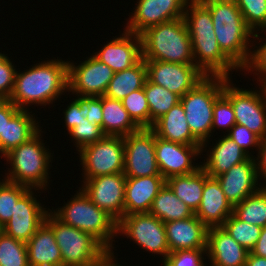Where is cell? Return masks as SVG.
Returning a JSON list of instances; mask_svg holds the SVG:
<instances>
[{
  "label": "cell",
  "mask_w": 266,
  "mask_h": 266,
  "mask_svg": "<svg viewBox=\"0 0 266 266\" xmlns=\"http://www.w3.org/2000/svg\"><path fill=\"white\" fill-rule=\"evenodd\" d=\"M236 124L235 113L231 102L222 94L213 107L212 132L217 128L225 129L228 133Z\"/></svg>",
  "instance_id": "obj_42"
},
{
  "label": "cell",
  "mask_w": 266,
  "mask_h": 266,
  "mask_svg": "<svg viewBox=\"0 0 266 266\" xmlns=\"http://www.w3.org/2000/svg\"><path fill=\"white\" fill-rule=\"evenodd\" d=\"M200 1L210 11L220 49L241 69L248 61L254 33L247 26L236 1Z\"/></svg>",
  "instance_id": "obj_3"
},
{
  "label": "cell",
  "mask_w": 266,
  "mask_h": 266,
  "mask_svg": "<svg viewBox=\"0 0 266 266\" xmlns=\"http://www.w3.org/2000/svg\"><path fill=\"white\" fill-rule=\"evenodd\" d=\"M259 89L236 87L230 78L223 77V95L231 102L236 124L247 127L261 139L266 137V84Z\"/></svg>",
  "instance_id": "obj_9"
},
{
  "label": "cell",
  "mask_w": 266,
  "mask_h": 266,
  "mask_svg": "<svg viewBox=\"0 0 266 266\" xmlns=\"http://www.w3.org/2000/svg\"><path fill=\"white\" fill-rule=\"evenodd\" d=\"M0 266H29L26 243L0 233Z\"/></svg>",
  "instance_id": "obj_36"
},
{
  "label": "cell",
  "mask_w": 266,
  "mask_h": 266,
  "mask_svg": "<svg viewBox=\"0 0 266 266\" xmlns=\"http://www.w3.org/2000/svg\"><path fill=\"white\" fill-rule=\"evenodd\" d=\"M29 266H62V257L52 228L44 221L26 243Z\"/></svg>",
  "instance_id": "obj_26"
},
{
  "label": "cell",
  "mask_w": 266,
  "mask_h": 266,
  "mask_svg": "<svg viewBox=\"0 0 266 266\" xmlns=\"http://www.w3.org/2000/svg\"><path fill=\"white\" fill-rule=\"evenodd\" d=\"M114 71L93 54L80 64L68 60V92L76 96L105 95Z\"/></svg>",
  "instance_id": "obj_13"
},
{
  "label": "cell",
  "mask_w": 266,
  "mask_h": 266,
  "mask_svg": "<svg viewBox=\"0 0 266 266\" xmlns=\"http://www.w3.org/2000/svg\"><path fill=\"white\" fill-rule=\"evenodd\" d=\"M164 224L170 253L207 248L208 227L196 215Z\"/></svg>",
  "instance_id": "obj_23"
},
{
  "label": "cell",
  "mask_w": 266,
  "mask_h": 266,
  "mask_svg": "<svg viewBox=\"0 0 266 266\" xmlns=\"http://www.w3.org/2000/svg\"><path fill=\"white\" fill-rule=\"evenodd\" d=\"M39 131L27 142L10 150L3 157L10 164L4 179L29 187L30 189L48 190L49 173L53 154L42 142V133ZM52 154V155H51ZM51 162V164H49ZM49 180V181H48Z\"/></svg>",
  "instance_id": "obj_4"
},
{
  "label": "cell",
  "mask_w": 266,
  "mask_h": 266,
  "mask_svg": "<svg viewBox=\"0 0 266 266\" xmlns=\"http://www.w3.org/2000/svg\"><path fill=\"white\" fill-rule=\"evenodd\" d=\"M245 266H266V258L256 256L249 252Z\"/></svg>",
  "instance_id": "obj_52"
},
{
  "label": "cell",
  "mask_w": 266,
  "mask_h": 266,
  "mask_svg": "<svg viewBox=\"0 0 266 266\" xmlns=\"http://www.w3.org/2000/svg\"><path fill=\"white\" fill-rule=\"evenodd\" d=\"M123 140L126 177L161 175L155 155V132L151 128H140Z\"/></svg>",
  "instance_id": "obj_12"
},
{
  "label": "cell",
  "mask_w": 266,
  "mask_h": 266,
  "mask_svg": "<svg viewBox=\"0 0 266 266\" xmlns=\"http://www.w3.org/2000/svg\"><path fill=\"white\" fill-rule=\"evenodd\" d=\"M68 133L72 141H74L73 144L76 143L74 146L77 148V151L106 136L100 126L95 123H90L87 119H83V121L76 124Z\"/></svg>",
  "instance_id": "obj_41"
},
{
  "label": "cell",
  "mask_w": 266,
  "mask_h": 266,
  "mask_svg": "<svg viewBox=\"0 0 266 266\" xmlns=\"http://www.w3.org/2000/svg\"><path fill=\"white\" fill-rule=\"evenodd\" d=\"M233 206L227 200L220 182L205 172L202 200L195 215L208 227H221L233 214Z\"/></svg>",
  "instance_id": "obj_22"
},
{
  "label": "cell",
  "mask_w": 266,
  "mask_h": 266,
  "mask_svg": "<svg viewBox=\"0 0 266 266\" xmlns=\"http://www.w3.org/2000/svg\"><path fill=\"white\" fill-rule=\"evenodd\" d=\"M166 183L162 175L126 177L124 216L148 213L154 198Z\"/></svg>",
  "instance_id": "obj_24"
},
{
  "label": "cell",
  "mask_w": 266,
  "mask_h": 266,
  "mask_svg": "<svg viewBox=\"0 0 266 266\" xmlns=\"http://www.w3.org/2000/svg\"><path fill=\"white\" fill-rule=\"evenodd\" d=\"M68 91V61L44 60L22 72L16 71L9 100L19 109L30 110V105L46 106L55 103ZM29 106V107H28Z\"/></svg>",
  "instance_id": "obj_2"
},
{
  "label": "cell",
  "mask_w": 266,
  "mask_h": 266,
  "mask_svg": "<svg viewBox=\"0 0 266 266\" xmlns=\"http://www.w3.org/2000/svg\"><path fill=\"white\" fill-rule=\"evenodd\" d=\"M7 54H2L1 52H0V63L7 57L6 56Z\"/></svg>",
  "instance_id": "obj_53"
},
{
  "label": "cell",
  "mask_w": 266,
  "mask_h": 266,
  "mask_svg": "<svg viewBox=\"0 0 266 266\" xmlns=\"http://www.w3.org/2000/svg\"><path fill=\"white\" fill-rule=\"evenodd\" d=\"M248 253L222 227L208 228L206 257L211 266H245Z\"/></svg>",
  "instance_id": "obj_21"
},
{
  "label": "cell",
  "mask_w": 266,
  "mask_h": 266,
  "mask_svg": "<svg viewBox=\"0 0 266 266\" xmlns=\"http://www.w3.org/2000/svg\"><path fill=\"white\" fill-rule=\"evenodd\" d=\"M80 187L91 201L116 222L124 216L126 176L123 172L83 180Z\"/></svg>",
  "instance_id": "obj_15"
},
{
  "label": "cell",
  "mask_w": 266,
  "mask_h": 266,
  "mask_svg": "<svg viewBox=\"0 0 266 266\" xmlns=\"http://www.w3.org/2000/svg\"><path fill=\"white\" fill-rule=\"evenodd\" d=\"M146 79L147 67L141 58L133 67L114 73L105 96L121 101L131 92L143 88Z\"/></svg>",
  "instance_id": "obj_31"
},
{
  "label": "cell",
  "mask_w": 266,
  "mask_h": 266,
  "mask_svg": "<svg viewBox=\"0 0 266 266\" xmlns=\"http://www.w3.org/2000/svg\"><path fill=\"white\" fill-rule=\"evenodd\" d=\"M34 115L32 111L20 109L9 121H6L4 136L0 139V157L27 142L40 131L42 127Z\"/></svg>",
  "instance_id": "obj_28"
},
{
  "label": "cell",
  "mask_w": 266,
  "mask_h": 266,
  "mask_svg": "<svg viewBox=\"0 0 266 266\" xmlns=\"http://www.w3.org/2000/svg\"><path fill=\"white\" fill-rule=\"evenodd\" d=\"M223 136L209 148L205 155L206 158L201 164V168L210 177L216 178L227 172L232 166L240 164L250 157L228 135L223 134Z\"/></svg>",
  "instance_id": "obj_25"
},
{
  "label": "cell",
  "mask_w": 266,
  "mask_h": 266,
  "mask_svg": "<svg viewBox=\"0 0 266 266\" xmlns=\"http://www.w3.org/2000/svg\"><path fill=\"white\" fill-rule=\"evenodd\" d=\"M145 96L150 109V128L167 113L173 106L180 102V97L146 79L144 84Z\"/></svg>",
  "instance_id": "obj_33"
},
{
  "label": "cell",
  "mask_w": 266,
  "mask_h": 266,
  "mask_svg": "<svg viewBox=\"0 0 266 266\" xmlns=\"http://www.w3.org/2000/svg\"><path fill=\"white\" fill-rule=\"evenodd\" d=\"M205 171L200 167L197 171L172 176L166 179V184L174 194L195 213L200 206L204 190Z\"/></svg>",
  "instance_id": "obj_30"
},
{
  "label": "cell",
  "mask_w": 266,
  "mask_h": 266,
  "mask_svg": "<svg viewBox=\"0 0 266 266\" xmlns=\"http://www.w3.org/2000/svg\"><path fill=\"white\" fill-rule=\"evenodd\" d=\"M121 101L130 118L139 128H150V109L144 87L131 92Z\"/></svg>",
  "instance_id": "obj_38"
},
{
  "label": "cell",
  "mask_w": 266,
  "mask_h": 266,
  "mask_svg": "<svg viewBox=\"0 0 266 266\" xmlns=\"http://www.w3.org/2000/svg\"><path fill=\"white\" fill-rule=\"evenodd\" d=\"M113 250H108L100 259L99 266H123L117 263V258L114 256ZM115 257V258H114Z\"/></svg>",
  "instance_id": "obj_51"
},
{
  "label": "cell",
  "mask_w": 266,
  "mask_h": 266,
  "mask_svg": "<svg viewBox=\"0 0 266 266\" xmlns=\"http://www.w3.org/2000/svg\"><path fill=\"white\" fill-rule=\"evenodd\" d=\"M201 154V145H185L167 141L157 137L155 134L156 161L160 174L165 179L197 171L201 167V164L195 163L194 161Z\"/></svg>",
  "instance_id": "obj_16"
},
{
  "label": "cell",
  "mask_w": 266,
  "mask_h": 266,
  "mask_svg": "<svg viewBox=\"0 0 266 266\" xmlns=\"http://www.w3.org/2000/svg\"><path fill=\"white\" fill-rule=\"evenodd\" d=\"M221 227L249 252L257 243L262 231L260 226L241 221L234 214H231Z\"/></svg>",
  "instance_id": "obj_35"
},
{
  "label": "cell",
  "mask_w": 266,
  "mask_h": 266,
  "mask_svg": "<svg viewBox=\"0 0 266 266\" xmlns=\"http://www.w3.org/2000/svg\"><path fill=\"white\" fill-rule=\"evenodd\" d=\"M228 135L238 146H240L250 157H255L249 151L251 147L259 148L261 138L249 130L247 127L235 124L228 133Z\"/></svg>",
  "instance_id": "obj_44"
},
{
  "label": "cell",
  "mask_w": 266,
  "mask_h": 266,
  "mask_svg": "<svg viewBox=\"0 0 266 266\" xmlns=\"http://www.w3.org/2000/svg\"><path fill=\"white\" fill-rule=\"evenodd\" d=\"M250 253L266 258V225L262 227L260 237Z\"/></svg>",
  "instance_id": "obj_50"
},
{
  "label": "cell",
  "mask_w": 266,
  "mask_h": 266,
  "mask_svg": "<svg viewBox=\"0 0 266 266\" xmlns=\"http://www.w3.org/2000/svg\"><path fill=\"white\" fill-rule=\"evenodd\" d=\"M71 103L66 107V110L64 109V123L66 126V130H71L73 127L76 126V124L80 123L85 119L83 117V114H85V110L80 108L79 103L75 100L72 99Z\"/></svg>",
  "instance_id": "obj_47"
},
{
  "label": "cell",
  "mask_w": 266,
  "mask_h": 266,
  "mask_svg": "<svg viewBox=\"0 0 266 266\" xmlns=\"http://www.w3.org/2000/svg\"><path fill=\"white\" fill-rule=\"evenodd\" d=\"M206 249H186L171 252L165 260L163 266H206ZM208 266V265H207Z\"/></svg>",
  "instance_id": "obj_43"
},
{
  "label": "cell",
  "mask_w": 266,
  "mask_h": 266,
  "mask_svg": "<svg viewBox=\"0 0 266 266\" xmlns=\"http://www.w3.org/2000/svg\"><path fill=\"white\" fill-rule=\"evenodd\" d=\"M75 100L79 103L80 108L85 110L83 117L102 128V96H77Z\"/></svg>",
  "instance_id": "obj_45"
},
{
  "label": "cell",
  "mask_w": 266,
  "mask_h": 266,
  "mask_svg": "<svg viewBox=\"0 0 266 266\" xmlns=\"http://www.w3.org/2000/svg\"><path fill=\"white\" fill-rule=\"evenodd\" d=\"M45 222L52 228L62 257V266H95L108 251L89 233L64 224L50 211Z\"/></svg>",
  "instance_id": "obj_8"
},
{
  "label": "cell",
  "mask_w": 266,
  "mask_h": 266,
  "mask_svg": "<svg viewBox=\"0 0 266 266\" xmlns=\"http://www.w3.org/2000/svg\"><path fill=\"white\" fill-rule=\"evenodd\" d=\"M78 152L83 180L124 171V140L121 136H105Z\"/></svg>",
  "instance_id": "obj_11"
},
{
  "label": "cell",
  "mask_w": 266,
  "mask_h": 266,
  "mask_svg": "<svg viewBox=\"0 0 266 266\" xmlns=\"http://www.w3.org/2000/svg\"><path fill=\"white\" fill-rule=\"evenodd\" d=\"M148 213L163 223L182 220L195 215L191 208L181 201L166 183L154 198Z\"/></svg>",
  "instance_id": "obj_32"
},
{
  "label": "cell",
  "mask_w": 266,
  "mask_h": 266,
  "mask_svg": "<svg viewBox=\"0 0 266 266\" xmlns=\"http://www.w3.org/2000/svg\"><path fill=\"white\" fill-rule=\"evenodd\" d=\"M183 19L191 39L195 66L206 77L231 79L230 72L240 68L220 49L209 9L200 0H189Z\"/></svg>",
  "instance_id": "obj_1"
},
{
  "label": "cell",
  "mask_w": 266,
  "mask_h": 266,
  "mask_svg": "<svg viewBox=\"0 0 266 266\" xmlns=\"http://www.w3.org/2000/svg\"><path fill=\"white\" fill-rule=\"evenodd\" d=\"M247 26L258 33L266 26V0H235Z\"/></svg>",
  "instance_id": "obj_39"
},
{
  "label": "cell",
  "mask_w": 266,
  "mask_h": 266,
  "mask_svg": "<svg viewBox=\"0 0 266 266\" xmlns=\"http://www.w3.org/2000/svg\"><path fill=\"white\" fill-rule=\"evenodd\" d=\"M1 179V178H0ZM25 185L6 179L0 180V224L3 226L13 215L16 202L29 190Z\"/></svg>",
  "instance_id": "obj_37"
},
{
  "label": "cell",
  "mask_w": 266,
  "mask_h": 266,
  "mask_svg": "<svg viewBox=\"0 0 266 266\" xmlns=\"http://www.w3.org/2000/svg\"><path fill=\"white\" fill-rule=\"evenodd\" d=\"M126 31L140 35L147 28L183 18L189 0H137Z\"/></svg>",
  "instance_id": "obj_18"
},
{
  "label": "cell",
  "mask_w": 266,
  "mask_h": 266,
  "mask_svg": "<svg viewBox=\"0 0 266 266\" xmlns=\"http://www.w3.org/2000/svg\"><path fill=\"white\" fill-rule=\"evenodd\" d=\"M147 79L180 98L194 89L206 76L195 64H180L156 60H145Z\"/></svg>",
  "instance_id": "obj_14"
},
{
  "label": "cell",
  "mask_w": 266,
  "mask_h": 266,
  "mask_svg": "<svg viewBox=\"0 0 266 266\" xmlns=\"http://www.w3.org/2000/svg\"><path fill=\"white\" fill-rule=\"evenodd\" d=\"M216 178L233 207L263 187L259 182L254 157H249L246 161L232 166L227 172Z\"/></svg>",
  "instance_id": "obj_19"
},
{
  "label": "cell",
  "mask_w": 266,
  "mask_h": 266,
  "mask_svg": "<svg viewBox=\"0 0 266 266\" xmlns=\"http://www.w3.org/2000/svg\"><path fill=\"white\" fill-rule=\"evenodd\" d=\"M102 130L106 136L125 137L140 128L130 118L122 101L102 96Z\"/></svg>",
  "instance_id": "obj_29"
},
{
  "label": "cell",
  "mask_w": 266,
  "mask_h": 266,
  "mask_svg": "<svg viewBox=\"0 0 266 266\" xmlns=\"http://www.w3.org/2000/svg\"><path fill=\"white\" fill-rule=\"evenodd\" d=\"M3 231V226L0 224V233Z\"/></svg>",
  "instance_id": "obj_55"
},
{
  "label": "cell",
  "mask_w": 266,
  "mask_h": 266,
  "mask_svg": "<svg viewBox=\"0 0 266 266\" xmlns=\"http://www.w3.org/2000/svg\"><path fill=\"white\" fill-rule=\"evenodd\" d=\"M222 94L223 77H206L180 98L191 133L202 143L201 153L213 137V107Z\"/></svg>",
  "instance_id": "obj_7"
},
{
  "label": "cell",
  "mask_w": 266,
  "mask_h": 266,
  "mask_svg": "<svg viewBox=\"0 0 266 266\" xmlns=\"http://www.w3.org/2000/svg\"><path fill=\"white\" fill-rule=\"evenodd\" d=\"M262 31H265L266 32V26H264L262 29H261V33ZM266 41V40H265Z\"/></svg>",
  "instance_id": "obj_54"
},
{
  "label": "cell",
  "mask_w": 266,
  "mask_h": 266,
  "mask_svg": "<svg viewBox=\"0 0 266 266\" xmlns=\"http://www.w3.org/2000/svg\"><path fill=\"white\" fill-rule=\"evenodd\" d=\"M93 55L114 72L133 67L142 58L141 37L126 31L114 37Z\"/></svg>",
  "instance_id": "obj_20"
},
{
  "label": "cell",
  "mask_w": 266,
  "mask_h": 266,
  "mask_svg": "<svg viewBox=\"0 0 266 266\" xmlns=\"http://www.w3.org/2000/svg\"><path fill=\"white\" fill-rule=\"evenodd\" d=\"M58 220L89 233L107 250H113L117 236V222L98 208L79 187L76 194L61 208L49 210Z\"/></svg>",
  "instance_id": "obj_6"
},
{
  "label": "cell",
  "mask_w": 266,
  "mask_h": 266,
  "mask_svg": "<svg viewBox=\"0 0 266 266\" xmlns=\"http://www.w3.org/2000/svg\"><path fill=\"white\" fill-rule=\"evenodd\" d=\"M19 110L10 100L0 98V139L4 136L6 121H9Z\"/></svg>",
  "instance_id": "obj_48"
},
{
  "label": "cell",
  "mask_w": 266,
  "mask_h": 266,
  "mask_svg": "<svg viewBox=\"0 0 266 266\" xmlns=\"http://www.w3.org/2000/svg\"><path fill=\"white\" fill-rule=\"evenodd\" d=\"M260 34L261 33H254L253 35V41H252V49L250 50V55L248 58L247 63L240 69L241 71H248L247 73H253L255 74L258 78L257 83H264L266 84V41L265 43L262 44V42H264L265 38H260ZM259 40V42H261V44H257L259 46H257L256 44L254 45V41ZM260 38V39H259ZM263 41H262V40ZM257 48L254 50V48Z\"/></svg>",
  "instance_id": "obj_40"
},
{
  "label": "cell",
  "mask_w": 266,
  "mask_h": 266,
  "mask_svg": "<svg viewBox=\"0 0 266 266\" xmlns=\"http://www.w3.org/2000/svg\"><path fill=\"white\" fill-rule=\"evenodd\" d=\"M29 189L15 205L11 218L3 225V232L14 239L27 243L37 229L44 223L49 208L41 205L37 195ZM36 196V197H34ZM47 209V210H46Z\"/></svg>",
  "instance_id": "obj_17"
},
{
  "label": "cell",
  "mask_w": 266,
  "mask_h": 266,
  "mask_svg": "<svg viewBox=\"0 0 266 266\" xmlns=\"http://www.w3.org/2000/svg\"><path fill=\"white\" fill-rule=\"evenodd\" d=\"M17 69L11 59L7 56L0 63V98L9 100L15 82Z\"/></svg>",
  "instance_id": "obj_46"
},
{
  "label": "cell",
  "mask_w": 266,
  "mask_h": 266,
  "mask_svg": "<svg viewBox=\"0 0 266 266\" xmlns=\"http://www.w3.org/2000/svg\"><path fill=\"white\" fill-rule=\"evenodd\" d=\"M257 153L255 160L258 176L260 180H262V178L265 180H262L264 182L262 186L266 187V137L261 139Z\"/></svg>",
  "instance_id": "obj_49"
},
{
  "label": "cell",
  "mask_w": 266,
  "mask_h": 266,
  "mask_svg": "<svg viewBox=\"0 0 266 266\" xmlns=\"http://www.w3.org/2000/svg\"><path fill=\"white\" fill-rule=\"evenodd\" d=\"M125 235L147 252L162 255L165 260L170 253L165 224L149 213H132L117 222V236Z\"/></svg>",
  "instance_id": "obj_10"
},
{
  "label": "cell",
  "mask_w": 266,
  "mask_h": 266,
  "mask_svg": "<svg viewBox=\"0 0 266 266\" xmlns=\"http://www.w3.org/2000/svg\"><path fill=\"white\" fill-rule=\"evenodd\" d=\"M140 37L144 60L195 64L191 39L183 18L147 28Z\"/></svg>",
  "instance_id": "obj_5"
},
{
  "label": "cell",
  "mask_w": 266,
  "mask_h": 266,
  "mask_svg": "<svg viewBox=\"0 0 266 266\" xmlns=\"http://www.w3.org/2000/svg\"><path fill=\"white\" fill-rule=\"evenodd\" d=\"M233 214L241 221L264 227L266 225V187H262L235 205Z\"/></svg>",
  "instance_id": "obj_34"
},
{
  "label": "cell",
  "mask_w": 266,
  "mask_h": 266,
  "mask_svg": "<svg viewBox=\"0 0 266 266\" xmlns=\"http://www.w3.org/2000/svg\"><path fill=\"white\" fill-rule=\"evenodd\" d=\"M157 137L185 145L202 143L191 133L181 102L173 106L151 127Z\"/></svg>",
  "instance_id": "obj_27"
}]
</instances>
